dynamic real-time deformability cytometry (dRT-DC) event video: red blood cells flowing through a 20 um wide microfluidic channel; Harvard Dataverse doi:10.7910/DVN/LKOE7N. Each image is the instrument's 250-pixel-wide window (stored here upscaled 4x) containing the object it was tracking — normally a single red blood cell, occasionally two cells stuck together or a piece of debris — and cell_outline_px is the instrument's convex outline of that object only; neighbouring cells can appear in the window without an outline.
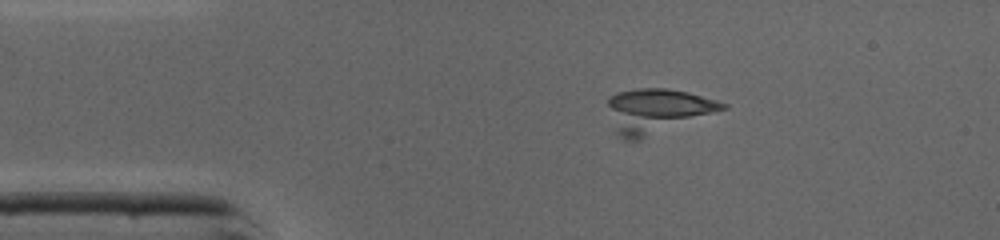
{"species": "common noctule bat (a hibernating species)", "species_latin": "Nyctalus noctula", "temperature_condition": "cold", "stored_images_in_passage": 6, "camera_frame_rate_fps": 3000, "um_per_image_px": 0.085, "animal": {"sex": "male", "body_mass_g": 19.0, "forearm_length_mm": 50.8}, "frame": {"image": 1, "passage_image": 1, "time_ms": 0.0, "image_size_px": [1000, 240], "cell_outline_px": [[728, 108], [636, 140], [624, 140], [620, 136], [608, 104], [608, 96], [616, 92], [636, 88], [668, 88], [688, 92], [716, 100], [728, 104]], "centroid_in_image_um": [55.87, 9.37], "position_along_channel_um": 29.1, "area_um2": 28.9}}